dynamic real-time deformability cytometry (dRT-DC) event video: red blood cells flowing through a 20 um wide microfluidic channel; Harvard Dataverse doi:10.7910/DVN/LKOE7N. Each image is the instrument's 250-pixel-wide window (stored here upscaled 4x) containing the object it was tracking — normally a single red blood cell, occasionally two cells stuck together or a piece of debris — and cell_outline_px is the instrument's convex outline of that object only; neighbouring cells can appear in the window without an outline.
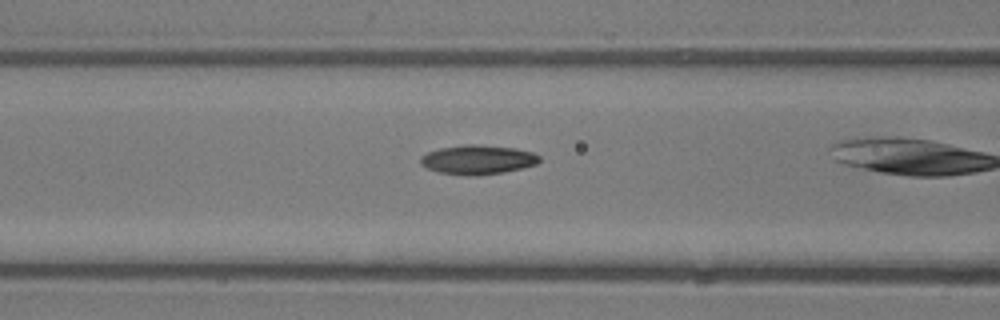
{"species": "common noctule bat (a hibernating species)", "species_latin": "Nyctalus noctula", "temperature_condition": "room temperature", "stored_images_in_passage": 17, "camera_frame_rate_fps": 3000, "um_per_image_px": 0.085, "animal": {"sex": "male", "body_mass_g": 13.3}, "frame": {"image": 1, "passage_image": 15, "time_ms": 4.667, "image_size_px": [1000, 320], "cell_outline_px": [[540, 160], [536, 164], [504, 172], [472, 176], [468, 176], [440, 172], [428, 168], [420, 164], [420, 160], [428, 152], [440, 148], [464, 144], [472, 144], [516, 148], [532, 152], [540, 156]], "centroid_in_image_um": [40.62, 13.57], "position_along_channel_um": 126.0, "area_um2": 20.06}}